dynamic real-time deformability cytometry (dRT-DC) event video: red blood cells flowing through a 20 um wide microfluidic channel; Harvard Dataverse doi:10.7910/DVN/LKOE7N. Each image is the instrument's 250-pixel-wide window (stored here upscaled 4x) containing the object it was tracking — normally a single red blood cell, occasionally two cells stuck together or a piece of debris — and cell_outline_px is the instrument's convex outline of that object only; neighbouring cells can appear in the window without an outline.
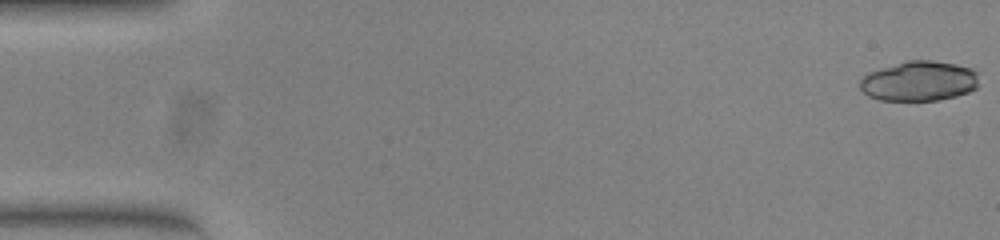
{"species": "common noctule bat (a hibernating species)", "species_latin": "Nyctalus noctula", "temperature_condition": "warm", "stored_images_in_passage": 8, "camera_frame_rate_fps": 3000, "um_per_image_px": 0.085, "animal": {"sex": "female", "body_mass_g": 23.0, "forearm_length_mm": 53.4}, "frame": {"image": 1, "passage_image": 1, "time_ms": 0.0, "image_size_px": [1000, 240], "cell_outline_px": [[976, 88], [968, 92], [956, 96], [936, 100], [880, 100], [868, 96], [860, 88], [860, 80], [868, 72], [908, 60], [932, 60], [956, 64], [972, 68], [976, 72]], "centroid_in_image_um": [78.11, 6.89], "position_along_channel_um": 6.9, "area_um2": 27.51}}